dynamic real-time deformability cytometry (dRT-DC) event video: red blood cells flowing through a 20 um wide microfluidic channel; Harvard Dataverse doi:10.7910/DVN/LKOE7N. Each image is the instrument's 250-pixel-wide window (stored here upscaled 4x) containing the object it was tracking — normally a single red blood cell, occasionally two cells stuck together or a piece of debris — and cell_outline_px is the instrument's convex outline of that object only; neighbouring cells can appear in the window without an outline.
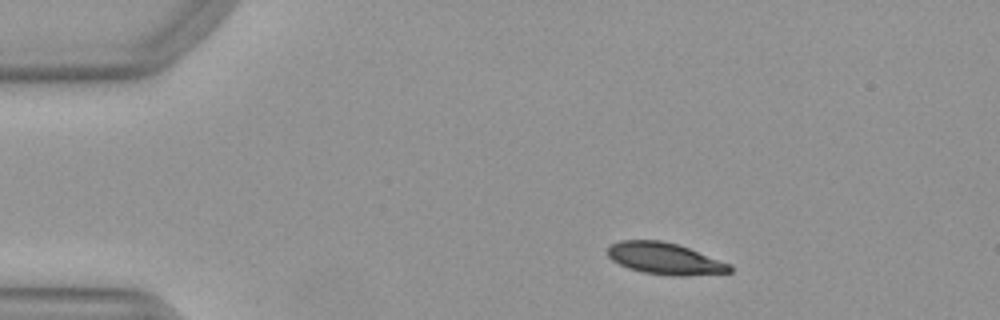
{"species": "Egyptian fruit bat (a non-hibernating species)", "species_latin": "Rousettus aegyptiacus", "temperature_condition": "warm", "stored_images_in_passage": 49, "camera_frame_rate_fps": 3000, "um_per_image_px": 0.085, "animal": {"sex": "female"}, "frame": {"image": 1, "passage_image": 7, "time_ms": 2.0, "image_size_px": [1000, 320], "cell_outline_px": [[732, 272], [684, 276], [676, 276], [644, 272], [628, 268], [612, 260], [608, 256], [608, 248], [612, 244], [620, 240], [660, 240], [676, 244], [688, 248], [732, 264]], "centroid_in_image_um": [56.53, 21.98], "position_along_channel_um": 28.5, "area_um2": 22.37}}
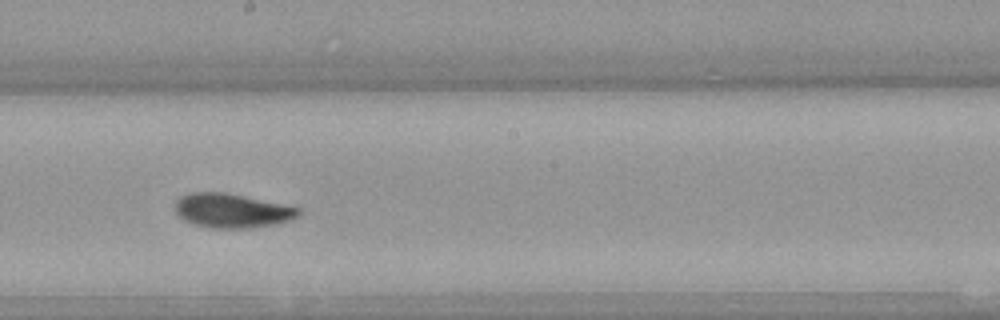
{"frame": {"image": 2, "passage_image": 27, "time_ms": 8.667, "image_size_px": [1000, 320], "cell_outline_px": [[304, 212], [300, 216], [292, 220], [276, 224], [248, 228], [208, 228], [192, 224], [184, 220], [176, 212], [176, 200], [180, 196], [188, 192], [224, 192], [304, 208]], "centroid_in_image_um": [19.77, 17.91], "position_along_channel_um": 228.4, "area_um2": 25.03}}
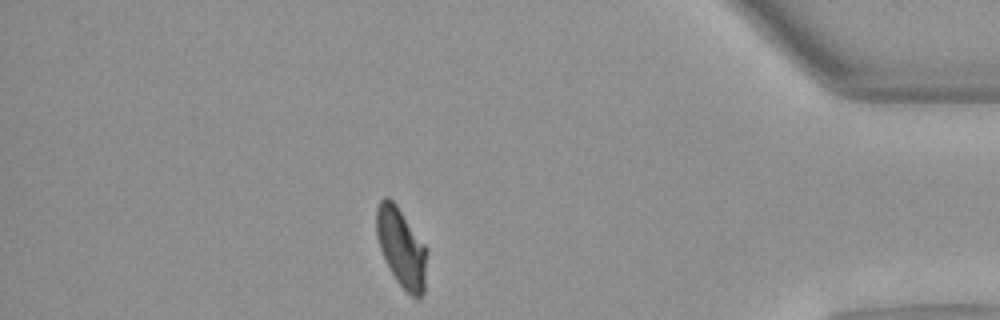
{"frame": {"image": 3, "passage_image": 43, "time_ms": 14.0, "image_size_px": [1000, 320], "cell_outline_px": [[428, 252], [424, 292], [420, 296], [412, 296], [396, 280], [384, 260], [380, 248], [376, 232], [376, 208], [380, 200], [384, 196], [388, 196], [396, 204], [428, 248]], "centroid_in_image_um": [34.12, 21.01], "position_along_channel_um": 401.1, "area_um2": 23.35}, "authors_computed_cell_mechanics": {"area_um2": 23.8136, "velocity_mm_per_s": 3.9766, "shape_relaxation_time_tau1_ms": 4.9606, "shape_relaxation_time_tau2_ms": 1.5451, "deformation_change_tau1": 0.1699, "deformation_change_tau2": 0.0455}}